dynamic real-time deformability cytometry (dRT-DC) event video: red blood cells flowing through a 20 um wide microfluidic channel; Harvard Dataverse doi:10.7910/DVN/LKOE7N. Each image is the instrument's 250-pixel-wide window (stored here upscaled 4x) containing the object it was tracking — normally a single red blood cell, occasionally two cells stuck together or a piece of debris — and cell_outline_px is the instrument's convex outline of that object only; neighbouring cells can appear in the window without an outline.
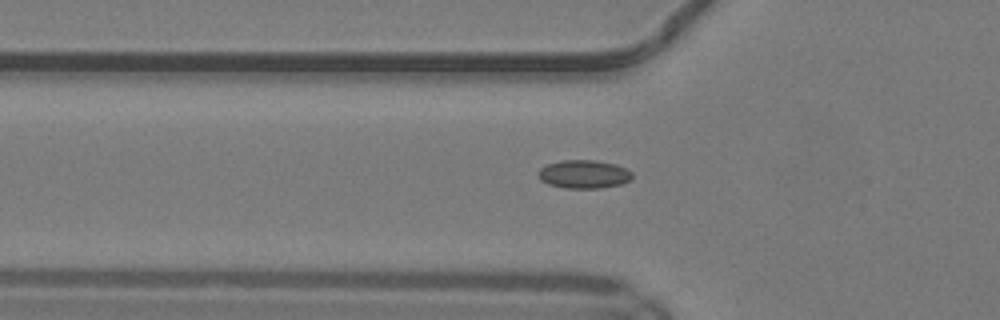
{"species": "common noctule bat (a hibernating species)", "species_latin": "Nyctalus noctula", "temperature_condition": "warm", "stored_images_in_passage": 38, "camera_frame_rate_fps": 3000, "um_per_image_px": 0.085, "animal": {"sex": "male", "body_mass_g": 19.2, "forearm_length_mm": 51.8}, "frame": {"image": 1, "passage_image": 5, "time_ms": 1.333, "image_size_px": [1000, 320], "cell_outline_px": [[632, 180], [620, 184], [600, 188], [564, 188], [548, 184], [540, 180], [536, 172], [540, 168], [548, 164], [560, 160], [596, 160], [616, 164], [632, 172]], "centroid_in_image_um": [49.61, 14.8], "position_along_channel_um": 76.2, "area_um2": 15.66}}
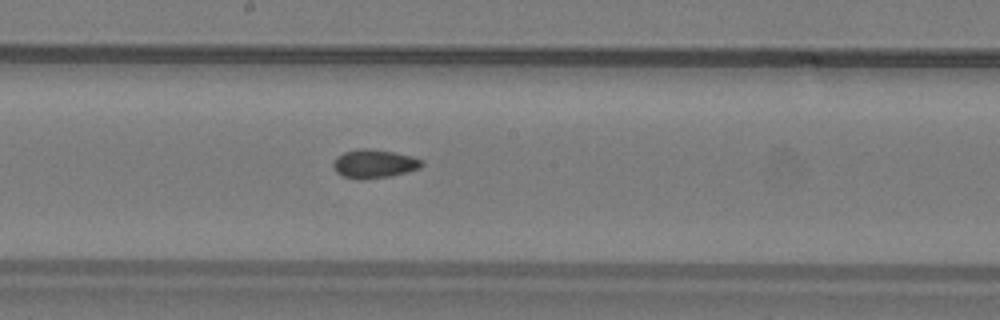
{"frame": {"image": 2, "passage_image": 15, "time_ms": 4.667, "image_size_px": [1000, 320], "cell_outline_px": [[424, 164], [420, 168], [392, 176], [356, 180], [344, 176], [336, 172], [332, 168], [332, 164], [336, 156], [344, 152], [360, 148], [368, 148], [392, 152], [412, 156], [424, 160]], "centroid_in_image_um": [31.79, 13.92], "position_along_channel_um": 216.4, "area_um2": 14.91}}
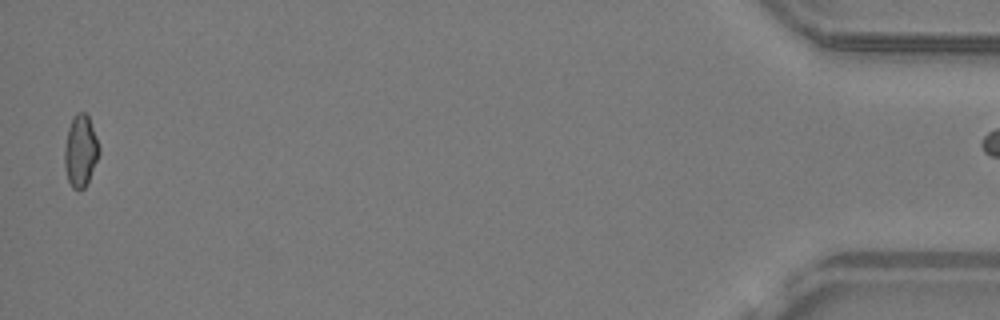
{"frame": {"image": 3, "passage_image": 37, "time_ms": 12.0, "image_size_px": [1000, 320], "cell_outline_px": [[100, 152], [88, 184], [80, 192], [72, 188], [68, 180], [64, 164], [64, 148], [68, 128], [76, 112], [84, 112], [88, 116], [100, 148]], "centroid_in_image_um": [6.84, 12.88], "position_along_channel_um": 428.4, "area_um2": 14.57}}